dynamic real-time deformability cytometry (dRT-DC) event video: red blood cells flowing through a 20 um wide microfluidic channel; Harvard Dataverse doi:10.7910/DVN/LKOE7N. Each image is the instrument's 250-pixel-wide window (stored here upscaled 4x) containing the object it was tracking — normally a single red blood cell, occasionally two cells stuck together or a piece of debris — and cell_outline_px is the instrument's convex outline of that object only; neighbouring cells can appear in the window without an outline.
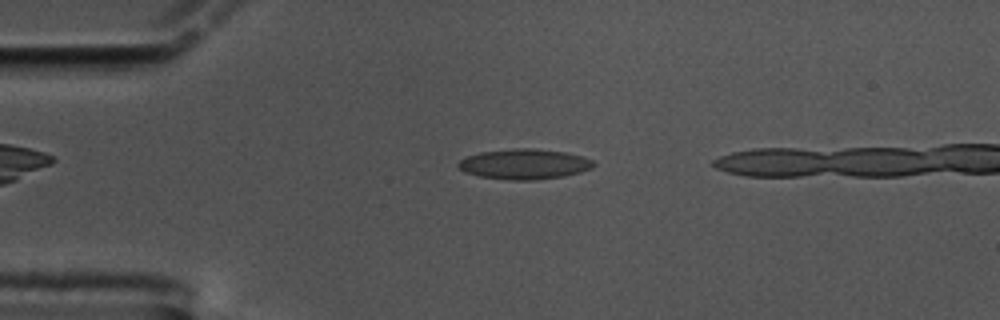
{"species": "common noctule bat (a hibernating species)", "species_latin": "Nyctalus noctula", "temperature_condition": "cold", "stored_images_in_passage": 41, "camera_frame_rate_fps": 3000, "um_per_image_px": 0.085, "animal": {"sex": "male", "body_mass_g": 17.5, "forearm_length_mm": 52.3}, "frame": {"image": 1, "passage_image": 3, "time_ms": 0.667, "image_size_px": [1000, 320], "cell_outline_px": [[596, 164], [592, 168], [580, 172], [564, 176], [536, 180], [512, 180], [480, 176], [464, 172], [456, 164], [460, 160], [468, 156], [480, 152], [512, 148], [536, 148], [564, 152], [584, 156], [592, 160]], "centroid_in_image_um": [44.59, 13.94], "position_along_channel_um": 40.4, "area_um2": 23.93}}
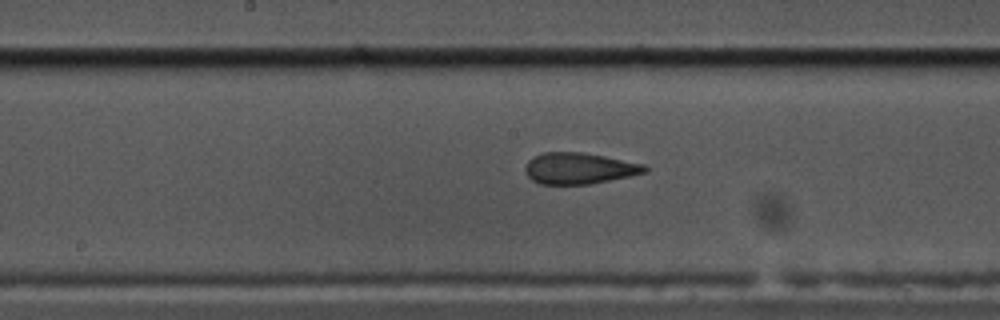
{"frame": {"image": 2, "passage_image": 19, "time_ms": 6.0, "image_size_px": [1000, 320], "cell_outline_px": [[648, 172], [588, 184], [540, 184], [532, 180], [528, 176], [524, 168], [528, 160], [544, 152], [584, 152], [648, 164]], "centroid_in_image_um": [49.26, 14.3], "position_along_channel_um": 198.9, "area_um2": 21.85}}
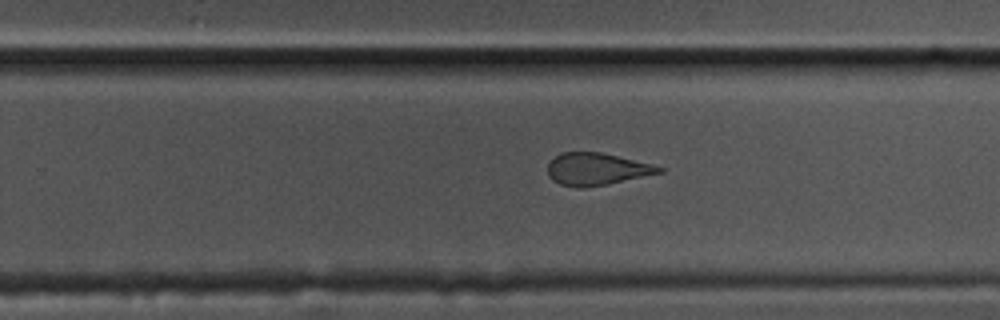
{"frame": {"image": 3, "passage_image": 26, "time_ms": 8.333, "image_size_px": [1000, 320], "cell_outline_px": [[664, 172], [608, 184], [584, 188], [576, 188], [560, 184], [552, 180], [548, 176], [548, 160], [560, 152], [600, 152], [652, 164], [664, 168]], "centroid_in_image_um": [50.67, 14.38], "position_along_channel_um": 279.1, "area_um2": 21.1}, "authors_computed_cell_mechanics": {"area_um2": 22.4842, "velocity_mm_per_s": 3.4417, "shape_relaxation_time_tau1_ms": null, "shape_relaxation_time_tau2_ms": 1.4826, "deformation_change_tau1": null, "deformation_change_tau2": 0.1134}}